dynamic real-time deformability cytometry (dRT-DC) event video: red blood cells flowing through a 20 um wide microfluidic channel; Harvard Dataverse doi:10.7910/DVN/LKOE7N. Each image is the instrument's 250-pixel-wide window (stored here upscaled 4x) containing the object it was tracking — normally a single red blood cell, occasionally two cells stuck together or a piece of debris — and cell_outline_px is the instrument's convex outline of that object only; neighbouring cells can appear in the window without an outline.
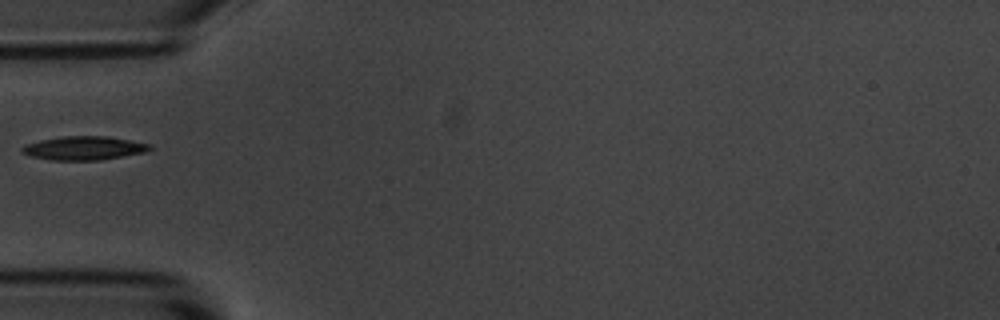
{"species": "common noctule bat (a hibernating species)", "species_latin": "Nyctalus noctula", "temperature_condition": "room temperature", "stored_images_in_passage": 4, "camera_frame_rate_fps": 3000, "um_per_image_px": 0.085, "animal": {"sex": "male", "body_mass_g": 20.1, "forearm_length_mm": 53.5}, "frame": {"image": 1, "passage_image": 4, "time_ms": 1.0, "image_size_px": [1000, 320], "cell_outline_px": [[152, 148], [144, 152], [100, 160], [52, 160], [32, 156], [20, 152], [20, 148], [24, 144], [40, 140], [64, 136], [104, 136], [152, 144]], "centroid_in_image_um": [7.09, 12.59], "position_along_channel_um": 77.9, "area_um2": 17.51}}